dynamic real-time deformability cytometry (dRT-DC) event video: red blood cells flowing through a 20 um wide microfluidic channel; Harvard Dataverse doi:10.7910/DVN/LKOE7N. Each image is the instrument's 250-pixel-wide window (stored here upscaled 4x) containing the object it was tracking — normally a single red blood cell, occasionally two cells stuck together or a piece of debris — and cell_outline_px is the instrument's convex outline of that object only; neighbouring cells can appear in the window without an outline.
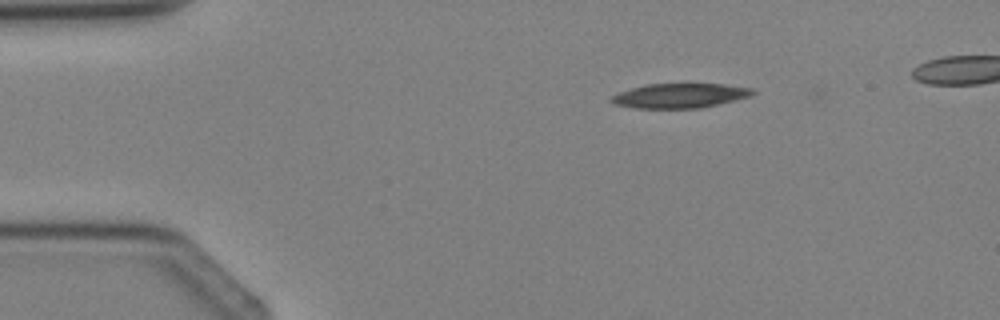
{"species": "Egyptian fruit bat (a non-hibernating species)", "species_latin": "Rousettus aegyptiacus", "temperature_condition": "cold", "stored_images_in_passage": 2, "camera_frame_rate_fps": 3000, "um_per_image_px": 0.085, "animal": {"sex": "female"}, "frame": {"image": 1, "passage_image": 2, "time_ms": 2.0, "image_size_px": [1000, 320], "cell_outline_px": [[756, 92], [752, 96], [720, 104], [700, 108], [636, 108], [616, 104], [608, 100], [612, 96], [620, 92], [644, 84], [724, 84], [756, 88]], "centroid_in_image_um": [57.86, 8.13], "position_along_channel_um": 27.1, "area_um2": 20.35}}